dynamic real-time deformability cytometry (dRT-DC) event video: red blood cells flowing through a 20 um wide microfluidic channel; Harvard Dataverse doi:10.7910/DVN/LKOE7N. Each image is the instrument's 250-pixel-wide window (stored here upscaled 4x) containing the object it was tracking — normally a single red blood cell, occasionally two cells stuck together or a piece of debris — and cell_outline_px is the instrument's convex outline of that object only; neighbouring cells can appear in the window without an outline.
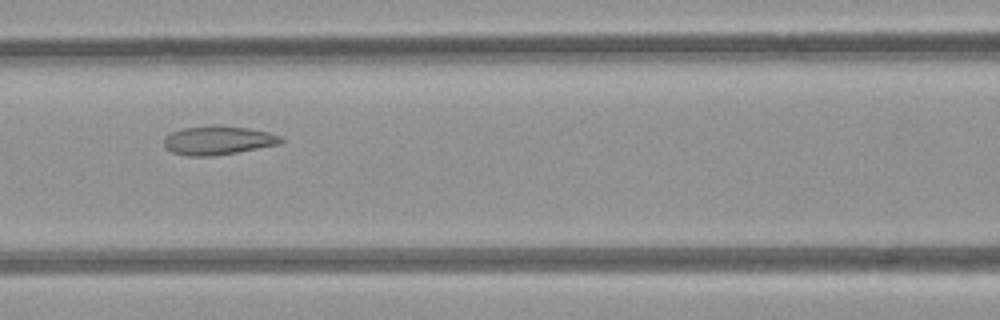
{"species": "common noctule bat (a hibernating species)", "species_latin": "Nyctalus noctula", "temperature_condition": "room temperature", "stored_images_in_passage": 3, "camera_frame_rate_fps": 3000, "um_per_image_px": 0.085, "animal": {"sex": "female", "body_mass_g": 21.9}, "frame": {"image": 1, "passage_image": 3, "time_ms": 2.0, "image_size_px": [1000, 320], "cell_outline_px": [[284, 140], [280, 144], [216, 156], [188, 156], [172, 152], [164, 144], [164, 140], [172, 132], [184, 128], [212, 124], [220, 124], [248, 128], [268, 132], [284, 136]], "centroid_in_image_um": [18.59, 11.91], "position_along_channel_um": 148.0, "area_um2": 19.83}}